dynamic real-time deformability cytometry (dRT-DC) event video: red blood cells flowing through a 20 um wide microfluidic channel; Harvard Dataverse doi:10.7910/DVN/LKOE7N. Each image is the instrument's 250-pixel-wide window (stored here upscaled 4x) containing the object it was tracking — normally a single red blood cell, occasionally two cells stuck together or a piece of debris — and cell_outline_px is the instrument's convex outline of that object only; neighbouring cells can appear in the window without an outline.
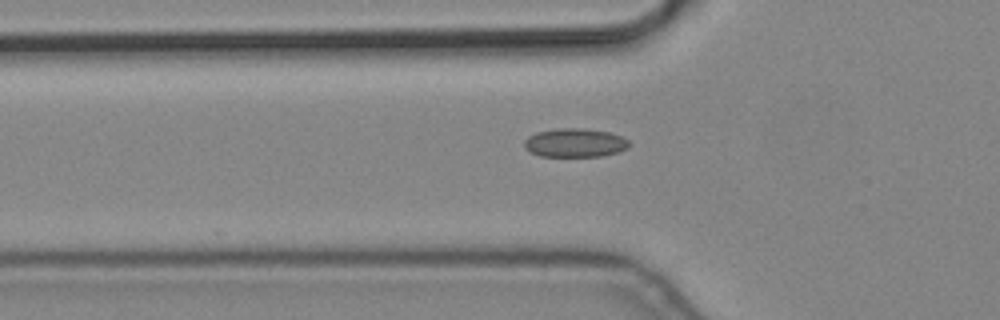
{"species": "common noctule bat (a hibernating species)", "species_latin": "Nyctalus noctula", "temperature_condition": "cold", "stored_images_in_passage": 3, "camera_frame_rate_fps": 3000, "um_per_image_px": 0.085, "animal": {"sex": "male", "body_mass_g": 19.2, "forearm_length_mm": 51.8}, "frame": {"image": 1, "passage_image": 3, "time_ms": 0.667, "image_size_px": [1000, 320], "cell_outline_px": [[632, 144], [628, 148], [620, 152], [600, 156], [540, 156], [524, 148], [524, 140], [528, 136], [536, 132], [556, 128], [584, 128], [608, 132], [620, 136], [628, 140]], "centroid_in_image_um": [48.88, 12.13], "position_along_channel_um": 76.9, "area_um2": 17.69}}